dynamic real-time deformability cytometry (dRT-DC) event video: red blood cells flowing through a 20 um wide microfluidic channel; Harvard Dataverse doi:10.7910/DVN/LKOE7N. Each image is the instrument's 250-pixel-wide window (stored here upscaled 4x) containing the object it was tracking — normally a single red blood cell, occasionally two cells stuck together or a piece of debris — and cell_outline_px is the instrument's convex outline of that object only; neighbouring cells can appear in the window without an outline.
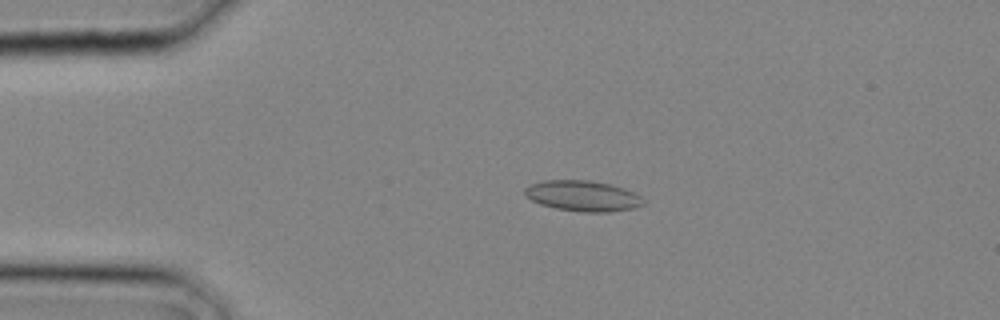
{"species": "common noctule bat (a hibernating species)", "species_latin": "Nyctalus noctula", "temperature_condition": "cold", "stored_images_in_passage": 20, "camera_frame_rate_fps": 3000, "um_per_image_px": 0.085, "animal": {"sex": "male", "body_mass_g": 20.4}, "frame": {"image": 1, "passage_image": 5, "time_ms": 1.333, "image_size_px": [1000, 320], "cell_outline_px": [[644, 204], [636, 208], [608, 212], [580, 212], [556, 208], [540, 204], [524, 196], [524, 188], [532, 184], [544, 180], [588, 180], [608, 184], [624, 188], [640, 196], [644, 200]], "centroid_in_image_um": [49.52, 16.66], "position_along_channel_um": 35.5, "area_um2": 21.15}}
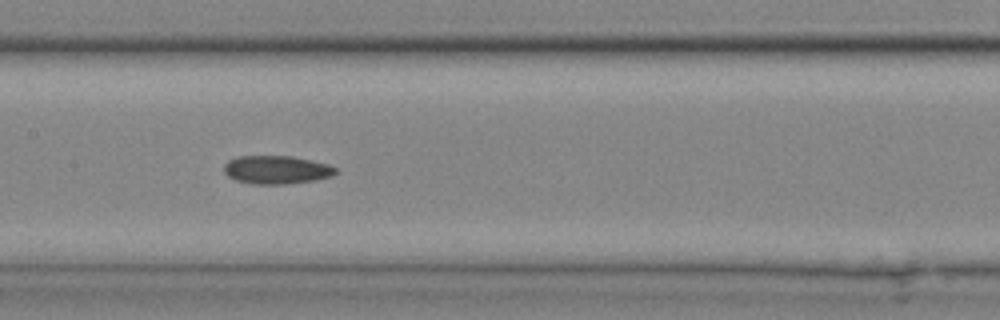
{"frame": {"image": 2, "passage_image": 13, "time_ms": 4.0, "image_size_px": [1000, 320], "cell_outline_px": [[336, 172], [332, 176], [312, 180], [284, 184], [252, 184], [236, 180], [228, 176], [224, 172], [224, 164], [228, 160], [236, 156], [292, 156], [312, 160], [328, 164], [336, 168]], "centroid_in_image_um": [23.47, 14.42], "position_along_channel_um": 183.9, "area_um2": 18.38}}
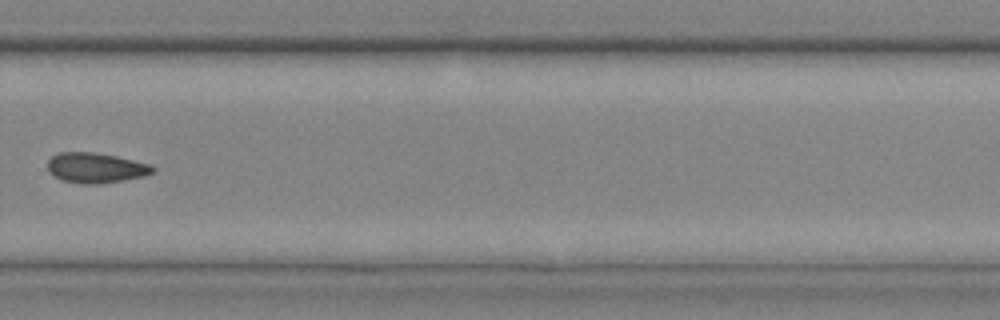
{"frame": {"image": 3, "passage_image": 19, "time_ms": 6.0, "image_size_px": [1000, 320], "cell_outline_px": [[156, 172], [144, 176], [124, 180], [96, 184], [80, 184], [64, 180], [48, 172], [48, 160], [52, 156], [60, 152], [92, 152], [116, 156], [152, 164], [156, 168]], "centroid_in_image_um": [8.18, 14.26], "position_along_channel_um": 321.6, "area_um2": 18.55}}